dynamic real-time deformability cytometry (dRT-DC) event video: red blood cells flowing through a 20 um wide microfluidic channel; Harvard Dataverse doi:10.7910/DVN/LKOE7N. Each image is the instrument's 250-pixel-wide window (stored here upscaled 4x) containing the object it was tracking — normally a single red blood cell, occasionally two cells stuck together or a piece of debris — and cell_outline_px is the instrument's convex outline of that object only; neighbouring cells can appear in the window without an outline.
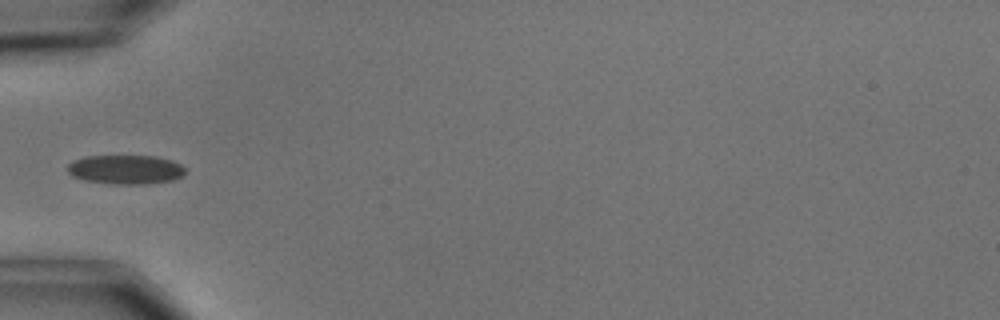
{"species": "common noctule bat (a hibernating species)", "species_latin": "Nyctalus noctula", "temperature_condition": "cold", "stored_images_in_passage": 6, "camera_frame_rate_fps": 3000, "um_per_image_px": 0.085, "animal": {"sex": "male", "body_mass_g": 15.6}, "frame": {"image": 1, "passage_image": 5, "time_ms": 4.667, "image_size_px": [1000, 320], "cell_outline_px": [[184, 176], [172, 180], [148, 184], [112, 184], [84, 180], [72, 176], [68, 172], [68, 164], [72, 160], [88, 156], [156, 156], [172, 160], [180, 164], [184, 168]], "centroid_in_image_um": [10.68, 14.41], "position_along_channel_um": 74.3, "area_um2": 20.11}}